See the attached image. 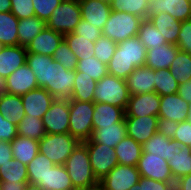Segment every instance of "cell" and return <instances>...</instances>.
<instances>
[{"label": "cell", "instance_id": "1", "mask_svg": "<svg viewBox=\"0 0 191 190\" xmlns=\"http://www.w3.org/2000/svg\"><path fill=\"white\" fill-rule=\"evenodd\" d=\"M146 53L145 46L137 36L118 43L114 55L107 64L108 73L125 80L135 68L144 66Z\"/></svg>", "mask_w": 191, "mask_h": 190}, {"label": "cell", "instance_id": "2", "mask_svg": "<svg viewBox=\"0 0 191 190\" xmlns=\"http://www.w3.org/2000/svg\"><path fill=\"white\" fill-rule=\"evenodd\" d=\"M76 190H92L99 186L91 168L87 146L80 142L64 164Z\"/></svg>", "mask_w": 191, "mask_h": 190}, {"label": "cell", "instance_id": "3", "mask_svg": "<svg viewBox=\"0 0 191 190\" xmlns=\"http://www.w3.org/2000/svg\"><path fill=\"white\" fill-rule=\"evenodd\" d=\"M129 98L130 92L124 79L108 73L96 82L93 96L94 103L111 104L126 110Z\"/></svg>", "mask_w": 191, "mask_h": 190}, {"label": "cell", "instance_id": "4", "mask_svg": "<svg viewBox=\"0 0 191 190\" xmlns=\"http://www.w3.org/2000/svg\"><path fill=\"white\" fill-rule=\"evenodd\" d=\"M80 142L70 133L46 134L39 140V153L55 165H64Z\"/></svg>", "mask_w": 191, "mask_h": 190}, {"label": "cell", "instance_id": "5", "mask_svg": "<svg viewBox=\"0 0 191 190\" xmlns=\"http://www.w3.org/2000/svg\"><path fill=\"white\" fill-rule=\"evenodd\" d=\"M142 20L141 17L112 10L102 29V35L118 44L130 37L137 36Z\"/></svg>", "mask_w": 191, "mask_h": 190}, {"label": "cell", "instance_id": "6", "mask_svg": "<svg viewBox=\"0 0 191 190\" xmlns=\"http://www.w3.org/2000/svg\"><path fill=\"white\" fill-rule=\"evenodd\" d=\"M94 102L70 100L69 133L79 142L91 139Z\"/></svg>", "mask_w": 191, "mask_h": 190}, {"label": "cell", "instance_id": "7", "mask_svg": "<svg viewBox=\"0 0 191 190\" xmlns=\"http://www.w3.org/2000/svg\"><path fill=\"white\" fill-rule=\"evenodd\" d=\"M81 19L79 0H63L52 12L46 27L65 35L72 33Z\"/></svg>", "mask_w": 191, "mask_h": 190}, {"label": "cell", "instance_id": "8", "mask_svg": "<svg viewBox=\"0 0 191 190\" xmlns=\"http://www.w3.org/2000/svg\"><path fill=\"white\" fill-rule=\"evenodd\" d=\"M75 70H67L58 61L50 62L49 82L43 87L56 99H71Z\"/></svg>", "mask_w": 191, "mask_h": 190}, {"label": "cell", "instance_id": "9", "mask_svg": "<svg viewBox=\"0 0 191 190\" xmlns=\"http://www.w3.org/2000/svg\"><path fill=\"white\" fill-rule=\"evenodd\" d=\"M87 146L91 168L95 178L100 182L118 165L115 148L99 143H84Z\"/></svg>", "mask_w": 191, "mask_h": 190}, {"label": "cell", "instance_id": "10", "mask_svg": "<svg viewBox=\"0 0 191 190\" xmlns=\"http://www.w3.org/2000/svg\"><path fill=\"white\" fill-rule=\"evenodd\" d=\"M70 100L54 99L42 117L47 134L69 133Z\"/></svg>", "mask_w": 191, "mask_h": 190}, {"label": "cell", "instance_id": "11", "mask_svg": "<svg viewBox=\"0 0 191 190\" xmlns=\"http://www.w3.org/2000/svg\"><path fill=\"white\" fill-rule=\"evenodd\" d=\"M137 167L118 164L100 182L99 190H129L140 179Z\"/></svg>", "mask_w": 191, "mask_h": 190}, {"label": "cell", "instance_id": "12", "mask_svg": "<svg viewBox=\"0 0 191 190\" xmlns=\"http://www.w3.org/2000/svg\"><path fill=\"white\" fill-rule=\"evenodd\" d=\"M136 167L141 177L175 183L168 161L160 156L142 153Z\"/></svg>", "mask_w": 191, "mask_h": 190}, {"label": "cell", "instance_id": "13", "mask_svg": "<svg viewBox=\"0 0 191 190\" xmlns=\"http://www.w3.org/2000/svg\"><path fill=\"white\" fill-rule=\"evenodd\" d=\"M160 96L156 92L130 95L125 117L158 116Z\"/></svg>", "mask_w": 191, "mask_h": 190}, {"label": "cell", "instance_id": "14", "mask_svg": "<svg viewBox=\"0 0 191 190\" xmlns=\"http://www.w3.org/2000/svg\"><path fill=\"white\" fill-rule=\"evenodd\" d=\"M158 116L124 117L127 136L143 145L157 132Z\"/></svg>", "mask_w": 191, "mask_h": 190}, {"label": "cell", "instance_id": "15", "mask_svg": "<svg viewBox=\"0 0 191 190\" xmlns=\"http://www.w3.org/2000/svg\"><path fill=\"white\" fill-rule=\"evenodd\" d=\"M8 94L22 96L39 87L36 76L27 63L6 78Z\"/></svg>", "mask_w": 191, "mask_h": 190}, {"label": "cell", "instance_id": "16", "mask_svg": "<svg viewBox=\"0 0 191 190\" xmlns=\"http://www.w3.org/2000/svg\"><path fill=\"white\" fill-rule=\"evenodd\" d=\"M21 99L25 115L42 118L55 98L46 89L38 87L22 95Z\"/></svg>", "mask_w": 191, "mask_h": 190}, {"label": "cell", "instance_id": "17", "mask_svg": "<svg viewBox=\"0 0 191 190\" xmlns=\"http://www.w3.org/2000/svg\"><path fill=\"white\" fill-rule=\"evenodd\" d=\"M82 19L102 31L112 8L102 0H79Z\"/></svg>", "mask_w": 191, "mask_h": 190}, {"label": "cell", "instance_id": "18", "mask_svg": "<svg viewBox=\"0 0 191 190\" xmlns=\"http://www.w3.org/2000/svg\"><path fill=\"white\" fill-rule=\"evenodd\" d=\"M189 103L182 97L175 94H168L160 97L159 118L173 120L177 123L187 120Z\"/></svg>", "mask_w": 191, "mask_h": 190}, {"label": "cell", "instance_id": "19", "mask_svg": "<svg viewBox=\"0 0 191 190\" xmlns=\"http://www.w3.org/2000/svg\"><path fill=\"white\" fill-rule=\"evenodd\" d=\"M163 12L181 22L191 19V0H154L150 2L148 15Z\"/></svg>", "mask_w": 191, "mask_h": 190}, {"label": "cell", "instance_id": "20", "mask_svg": "<svg viewBox=\"0 0 191 190\" xmlns=\"http://www.w3.org/2000/svg\"><path fill=\"white\" fill-rule=\"evenodd\" d=\"M64 35L46 27L26 47L27 53L53 56V53L63 41Z\"/></svg>", "mask_w": 191, "mask_h": 190}, {"label": "cell", "instance_id": "21", "mask_svg": "<svg viewBox=\"0 0 191 190\" xmlns=\"http://www.w3.org/2000/svg\"><path fill=\"white\" fill-rule=\"evenodd\" d=\"M154 81V70L146 66L135 68L125 79L130 95L155 92Z\"/></svg>", "mask_w": 191, "mask_h": 190}, {"label": "cell", "instance_id": "22", "mask_svg": "<svg viewBox=\"0 0 191 190\" xmlns=\"http://www.w3.org/2000/svg\"><path fill=\"white\" fill-rule=\"evenodd\" d=\"M178 51L177 45L169 43L150 48L147 50L144 66L153 70L169 69Z\"/></svg>", "mask_w": 191, "mask_h": 190}, {"label": "cell", "instance_id": "23", "mask_svg": "<svg viewBox=\"0 0 191 190\" xmlns=\"http://www.w3.org/2000/svg\"><path fill=\"white\" fill-rule=\"evenodd\" d=\"M27 49L24 46H3L0 51V75L7 78L26 63Z\"/></svg>", "mask_w": 191, "mask_h": 190}, {"label": "cell", "instance_id": "24", "mask_svg": "<svg viewBox=\"0 0 191 190\" xmlns=\"http://www.w3.org/2000/svg\"><path fill=\"white\" fill-rule=\"evenodd\" d=\"M124 117L125 110L123 108L101 102L94 103V113L92 117L93 131L95 129H101L102 126L122 122Z\"/></svg>", "mask_w": 191, "mask_h": 190}, {"label": "cell", "instance_id": "25", "mask_svg": "<svg viewBox=\"0 0 191 190\" xmlns=\"http://www.w3.org/2000/svg\"><path fill=\"white\" fill-rule=\"evenodd\" d=\"M127 136L125 120L114 125L102 126L93 131L90 140L83 143H99L115 148L116 145Z\"/></svg>", "mask_w": 191, "mask_h": 190}, {"label": "cell", "instance_id": "26", "mask_svg": "<svg viewBox=\"0 0 191 190\" xmlns=\"http://www.w3.org/2000/svg\"><path fill=\"white\" fill-rule=\"evenodd\" d=\"M149 20L154 27L162 34L165 41L169 44L176 45L178 34L180 33L182 22L176 20L168 13H158L156 15H148Z\"/></svg>", "mask_w": 191, "mask_h": 190}, {"label": "cell", "instance_id": "27", "mask_svg": "<svg viewBox=\"0 0 191 190\" xmlns=\"http://www.w3.org/2000/svg\"><path fill=\"white\" fill-rule=\"evenodd\" d=\"M38 185L42 190H76L64 165H54Z\"/></svg>", "mask_w": 191, "mask_h": 190}, {"label": "cell", "instance_id": "28", "mask_svg": "<svg viewBox=\"0 0 191 190\" xmlns=\"http://www.w3.org/2000/svg\"><path fill=\"white\" fill-rule=\"evenodd\" d=\"M178 143L163 134L156 132L142 145V153H151L169 161Z\"/></svg>", "mask_w": 191, "mask_h": 190}, {"label": "cell", "instance_id": "29", "mask_svg": "<svg viewBox=\"0 0 191 190\" xmlns=\"http://www.w3.org/2000/svg\"><path fill=\"white\" fill-rule=\"evenodd\" d=\"M141 154L142 145L128 136L124 137L115 147L118 164L136 167Z\"/></svg>", "mask_w": 191, "mask_h": 190}, {"label": "cell", "instance_id": "30", "mask_svg": "<svg viewBox=\"0 0 191 190\" xmlns=\"http://www.w3.org/2000/svg\"><path fill=\"white\" fill-rule=\"evenodd\" d=\"M13 159L19 160L25 165H28L35 156L39 153V141L17 136L11 141Z\"/></svg>", "mask_w": 191, "mask_h": 190}, {"label": "cell", "instance_id": "31", "mask_svg": "<svg viewBox=\"0 0 191 190\" xmlns=\"http://www.w3.org/2000/svg\"><path fill=\"white\" fill-rule=\"evenodd\" d=\"M0 113L6 120L17 126L25 116L21 96L7 93L0 97Z\"/></svg>", "mask_w": 191, "mask_h": 190}, {"label": "cell", "instance_id": "32", "mask_svg": "<svg viewBox=\"0 0 191 190\" xmlns=\"http://www.w3.org/2000/svg\"><path fill=\"white\" fill-rule=\"evenodd\" d=\"M174 180L191 173V150L189 147L177 145L174 154L168 161Z\"/></svg>", "mask_w": 191, "mask_h": 190}, {"label": "cell", "instance_id": "33", "mask_svg": "<svg viewBox=\"0 0 191 190\" xmlns=\"http://www.w3.org/2000/svg\"><path fill=\"white\" fill-rule=\"evenodd\" d=\"M46 28V22L36 16L19 20L18 45L27 47Z\"/></svg>", "mask_w": 191, "mask_h": 190}, {"label": "cell", "instance_id": "34", "mask_svg": "<svg viewBox=\"0 0 191 190\" xmlns=\"http://www.w3.org/2000/svg\"><path fill=\"white\" fill-rule=\"evenodd\" d=\"M53 57L35 53H27L26 63L36 76L37 83L43 88L49 82L50 62Z\"/></svg>", "mask_w": 191, "mask_h": 190}, {"label": "cell", "instance_id": "35", "mask_svg": "<svg viewBox=\"0 0 191 190\" xmlns=\"http://www.w3.org/2000/svg\"><path fill=\"white\" fill-rule=\"evenodd\" d=\"M19 20L11 13H0V43L3 46H18Z\"/></svg>", "mask_w": 191, "mask_h": 190}, {"label": "cell", "instance_id": "36", "mask_svg": "<svg viewBox=\"0 0 191 190\" xmlns=\"http://www.w3.org/2000/svg\"><path fill=\"white\" fill-rule=\"evenodd\" d=\"M95 88L96 81L92 77L83 75V72L75 70L73 95L70 100L93 102Z\"/></svg>", "mask_w": 191, "mask_h": 190}, {"label": "cell", "instance_id": "37", "mask_svg": "<svg viewBox=\"0 0 191 190\" xmlns=\"http://www.w3.org/2000/svg\"><path fill=\"white\" fill-rule=\"evenodd\" d=\"M0 181L9 183L29 182L27 165L16 159L9 160L0 166Z\"/></svg>", "mask_w": 191, "mask_h": 190}, {"label": "cell", "instance_id": "38", "mask_svg": "<svg viewBox=\"0 0 191 190\" xmlns=\"http://www.w3.org/2000/svg\"><path fill=\"white\" fill-rule=\"evenodd\" d=\"M64 40L69 46L70 50L76 55L78 60H83L87 57H93L95 54V43L89 41L88 38L79 36L72 32L65 34Z\"/></svg>", "mask_w": 191, "mask_h": 190}, {"label": "cell", "instance_id": "39", "mask_svg": "<svg viewBox=\"0 0 191 190\" xmlns=\"http://www.w3.org/2000/svg\"><path fill=\"white\" fill-rule=\"evenodd\" d=\"M110 6L113 11L126 12L147 19L150 2L149 0H112Z\"/></svg>", "mask_w": 191, "mask_h": 190}, {"label": "cell", "instance_id": "40", "mask_svg": "<svg viewBox=\"0 0 191 190\" xmlns=\"http://www.w3.org/2000/svg\"><path fill=\"white\" fill-rule=\"evenodd\" d=\"M55 164L44 154L38 153L27 165L29 183L38 184L44 180L47 173Z\"/></svg>", "mask_w": 191, "mask_h": 190}, {"label": "cell", "instance_id": "41", "mask_svg": "<svg viewBox=\"0 0 191 190\" xmlns=\"http://www.w3.org/2000/svg\"><path fill=\"white\" fill-rule=\"evenodd\" d=\"M137 37L145 46L146 50L157 46H162L167 43L162 34L154 27L149 18L143 19L141 21Z\"/></svg>", "mask_w": 191, "mask_h": 190}, {"label": "cell", "instance_id": "42", "mask_svg": "<svg viewBox=\"0 0 191 190\" xmlns=\"http://www.w3.org/2000/svg\"><path fill=\"white\" fill-rule=\"evenodd\" d=\"M17 130L18 136L28 137L37 141L47 134L42 118L30 117V115L24 116L18 123Z\"/></svg>", "mask_w": 191, "mask_h": 190}, {"label": "cell", "instance_id": "43", "mask_svg": "<svg viewBox=\"0 0 191 190\" xmlns=\"http://www.w3.org/2000/svg\"><path fill=\"white\" fill-rule=\"evenodd\" d=\"M169 71L179 84L191 79V54L179 50Z\"/></svg>", "mask_w": 191, "mask_h": 190}, {"label": "cell", "instance_id": "44", "mask_svg": "<svg viewBox=\"0 0 191 190\" xmlns=\"http://www.w3.org/2000/svg\"><path fill=\"white\" fill-rule=\"evenodd\" d=\"M155 92L161 97L177 93L179 83L170 73L169 69L154 70Z\"/></svg>", "mask_w": 191, "mask_h": 190}, {"label": "cell", "instance_id": "45", "mask_svg": "<svg viewBox=\"0 0 191 190\" xmlns=\"http://www.w3.org/2000/svg\"><path fill=\"white\" fill-rule=\"evenodd\" d=\"M77 71L83 72V75H89L96 82L100 81L108 74L107 64L99 61L95 56L78 60Z\"/></svg>", "mask_w": 191, "mask_h": 190}, {"label": "cell", "instance_id": "46", "mask_svg": "<svg viewBox=\"0 0 191 190\" xmlns=\"http://www.w3.org/2000/svg\"><path fill=\"white\" fill-rule=\"evenodd\" d=\"M52 57L54 61H58L67 70H76L77 68L78 58L70 50L64 39L55 50Z\"/></svg>", "mask_w": 191, "mask_h": 190}, {"label": "cell", "instance_id": "47", "mask_svg": "<svg viewBox=\"0 0 191 190\" xmlns=\"http://www.w3.org/2000/svg\"><path fill=\"white\" fill-rule=\"evenodd\" d=\"M116 48L117 43H115L112 39L106 38L102 35L95 42L94 56L104 64H108L114 55Z\"/></svg>", "mask_w": 191, "mask_h": 190}, {"label": "cell", "instance_id": "48", "mask_svg": "<svg viewBox=\"0 0 191 190\" xmlns=\"http://www.w3.org/2000/svg\"><path fill=\"white\" fill-rule=\"evenodd\" d=\"M63 0H32L35 16L47 22L52 12L60 5Z\"/></svg>", "mask_w": 191, "mask_h": 190}, {"label": "cell", "instance_id": "49", "mask_svg": "<svg viewBox=\"0 0 191 190\" xmlns=\"http://www.w3.org/2000/svg\"><path fill=\"white\" fill-rule=\"evenodd\" d=\"M11 13L18 19L35 16L32 0H11Z\"/></svg>", "mask_w": 191, "mask_h": 190}, {"label": "cell", "instance_id": "50", "mask_svg": "<svg viewBox=\"0 0 191 190\" xmlns=\"http://www.w3.org/2000/svg\"><path fill=\"white\" fill-rule=\"evenodd\" d=\"M73 33L88 38L89 41L94 43L102 36L101 30L90 25L84 19L80 20L79 24L75 27Z\"/></svg>", "mask_w": 191, "mask_h": 190}, {"label": "cell", "instance_id": "51", "mask_svg": "<svg viewBox=\"0 0 191 190\" xmlns=\"http://www.w3.org/2000/svg\"><path fill=\"white\" fill-rule=\"evenodd\" d=\"M176 45L179 50L191 54V19L182 22Z\"/></svg>", "mask_w": 191, "mask_h": 190}, {"label": "cell", "instance_id": "52", "mask_svg": "<svg viewBox=\"0 0 191 190\" xmlns=\"http://www.w3.org/2000/svg\"><path fill=\"white\" fill-rule=\"evenodd\" d=\"M182 147H191V122L185 120L178 123V127L175 131L173 138Z\"/></svg>", "mask_w": 191, "mask_h": 190}, {"label": "cell", "instance_id": "53", "mask_svg": "<svg viewBox=\"0 0 191 190\" xmlns=\"http://www.w3.org/2000/svg\"><path fill=\"white\" fill-rule=\"evenodd\" d=\"M18 136L17 126L9 122L0 113V141L11 143Z\"/></svg>", "mask_w": 191, "mask_h": 190}, {"label": "cell", "instance_id": "54", "mask_svg": "<svg viewBox=\"0 0 191 190\" xmlns=\"http://www.w3.org/2000/svg\"><path fill=\"white\" fill-rule=\"evenodd\" d=\"M177 127L178 123L173 120L165 118L158 119L157 132L163 134L165 137L173 139Z\"/></svg>", "mask_w": 191, "mask_h": 190}, {"label": "cell", "instance_id": "55", "mask_svg": "<svg viewBox=\"0 0 191 190\" xmlns=\"http://www.w3.org/2000/svg\"><path fill=\"white\" fill-rule=\"evenodd\" d=\"M174 184L144 177V190H174Z\"/></svg>", "mask_w": 191, "mask_h": 190}, {"label": "cell", "instance_id": "56", "mask_svg": "<svg viewBox=\"0 0 191 190\" xmlns=\"http://www.w3.org/2000/svg\"><path fill=\"white\" fill-rule=\"evenodd\" d=\"M13 159L11 143L0 141V166Z\"/></svg>", "mask_w": 191, "mask_h": 190}, {"label": "cell", "instance_id": "57", "mask_svg": "<svg viewBox=\"0 0 191 190\" xmlns=\"http://www.w3.org/2000/svg\"><path fill=\"white\" fill-rule=\"evenodd\" d=\"M177 93L185 101L191 104V79L179 84Z\"/></svg>", "mask_w": 191, "mask_h": 190}, {"label": "cell", "instance_id": "58", "mask_svg": "<svg viewBox=\"0 0 191 190\" xmlns=\"http://www.w3.org/2000/svg\"><path fill=\"white\" fill-rule=\"evenodd\" d=\"M174 190H191V173L175 180Z\"/></svg>", "mask_w": 191, "mask_h": 190}, {"label": "cell", "instance_id": "59", "mask_svg": "<svg viewBox=\"0 0 191 190\" xmlns=\"http://www.w3.org/2000/svg\"><path fill=\"white\" fill-rule=\"evenodd\" d=\"M28 182L9 183L0 181V190H24Z\"/></svg>", "mask_w": 191, "mask_h": 190}, {"label": "cell", "instance_id": "60", "mask_svg": "<svg viewBox=\"0 0 191 190\" xmlns=\"http://www.w3.org/2000/svg\"><path fill=\"white\" fill-rule=\"evenodd\" d=\"M11 0H0V13L11 12Z\"/></svg>", "mask_w": 191, "mask_h": 190}, {"label": "cell", "instance_id": "61", "mask_svg": "<svg viewBox=\"0 0 191 190\" xmlns=\"http://www.w3.org/2000/svg\"><path fill=\"white\" fill-rule=\"evenodd\" d=\"M8 93L6 78L0 75V97Z\"/></svg>", "mask_w": 191, "mask_h": 190}, {"label": "cell", "instance_id": "62", "mask_svg": "<svg viewBox=\"0 0 191 190\" xmlns=\"http://www.w3.org/2000/svg\"><path fill=\"white\" fill-rule=\"evenodd\" d=\"M129 190H144V177H140L139 182L134 184Z\"/></svg>", "mask_w": 191, "mask_h": 190}, {"label": "cell", "instance_id": "63", "mask_svg": "<svg viewBox=\"0 0 191 190\" xmlns=\"http://www.w3.org/2000/svg\"><path fill=\"white\" fill-rule=\"evenodd\" d=\"M24 190H42L38 184L27 183Z\"/></svg>", "mask_w": 191, "mask_h": 190}, {"label": "cell", "instance_id": "64", "mask_svg": "<svg viewBox=\"0 0 191 190\" xmlns=\"http://www.w3.org/2000/svg\"><path fill=\"white\" fill-rule=\"evenodd\" d=\"M187 120L191 122V104H189V108L187 112Z\"/></svg>", "mask_w": 191, "mask_h": 190}, {"label": "cell", "instance_id": "65", "mask_svg": "<svg viewBox=\"0 0 191 190\" xmlns=\"http://www.w3.org/2000/svg\"><path fill=\"white\" fill-rule=\"evenodd\" d=\"M102 1L107 2V3L110 4L112 0H102Z\"/></svg>", "mask_w": 191, "mask_h": 190}, {"label": "cell", "instance_id": "66", "mask_svg": "<svg viewBox=\"0 0 191 190\" xmlns=\"http://www.w3.org/2000/svg\"><path fill=\"white\" fill-rule=\"evenodd\" d=\"M2 48H3V45L0 43V51H1Z\"/></svg>", "mask_w": 191, "mask_h": 190}]
</instances>
